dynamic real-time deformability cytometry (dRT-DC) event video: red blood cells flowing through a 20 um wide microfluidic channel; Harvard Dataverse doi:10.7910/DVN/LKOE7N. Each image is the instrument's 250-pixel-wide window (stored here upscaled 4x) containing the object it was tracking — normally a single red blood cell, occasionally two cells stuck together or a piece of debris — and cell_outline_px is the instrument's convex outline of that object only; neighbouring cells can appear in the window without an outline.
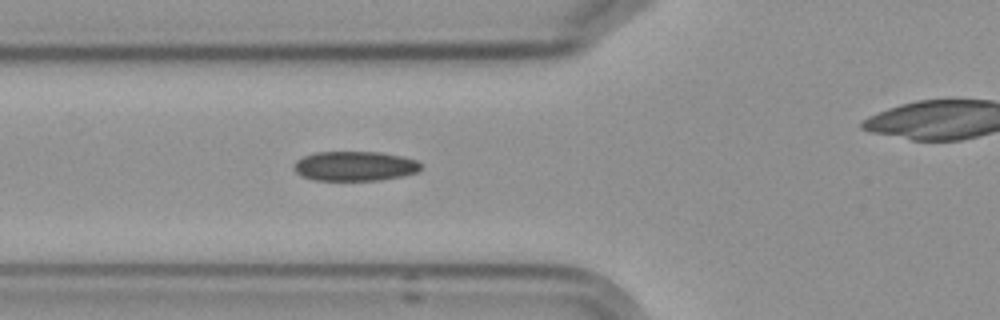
{"species": "Egyptian fruit bat (a non-hibernating species)", "species_latin": "Rousettus aegyptiacus", "temperature_condition": "cold", "stored_images_in_passage": 8, "camera_frame_rate_fps": 3000, "um_per_image_px": 0.085, "frame": {"image": 1, "passage_image": 7, "time_ms": 6.667, "image_size_px": [1000, 320], "cell_outline_px": [[420, 168], [416, 172], [404, 176], [380, 180], [312, 180], [300, 176], [296, 172], [296, 160], [304, 156], [316, 152], [376, 152], [400, 156], [416, 160], [420, 164]], "centroid_in_image_um": [30.14, 14.12], "position_along_channel_um": 95.7, "area_um2": 21.73}}